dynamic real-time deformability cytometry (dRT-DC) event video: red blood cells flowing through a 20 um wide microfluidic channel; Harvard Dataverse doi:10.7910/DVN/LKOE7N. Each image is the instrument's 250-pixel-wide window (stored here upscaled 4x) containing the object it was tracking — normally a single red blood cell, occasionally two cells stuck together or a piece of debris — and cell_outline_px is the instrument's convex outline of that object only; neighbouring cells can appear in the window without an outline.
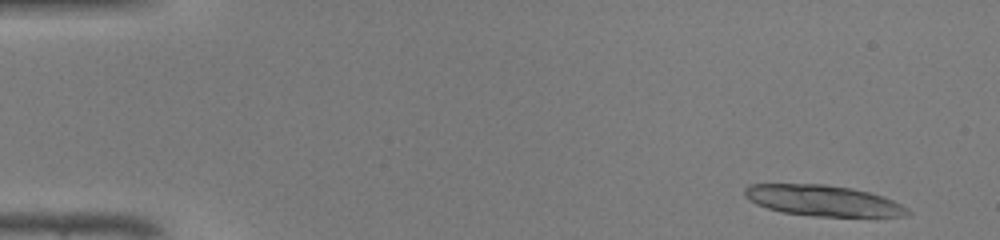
{"species": "common noctule bat (a hibernating species)", "species_latin": "Nyctalus noctula", "temperature_condition": "warm", "stored_images_in_passage": 47, "segment_of_instrument_passage": [1, 2], "camera_frame_rate_fps": 3000, "um_per_image_px": 0.085, "animal": {"sex": "male", "body_mass_g": 19.0, "forearm_length_mm": 50.8}, "frame": {"image": 1, "passage_image": 3, "time_ms": 0.667, "image_size_px": [1000, 240], "cell_outline_px": [[912, 212], [908, 216], [812, 216], [784, 212], [768, 208], [756, 204], [744, 196], [744, 188], [748, 184], [824, 184], [852, 188], [884, 196], [908, 208]], "centroid_in_image_um": [69.96, 17.04], "position_along_channel_um": 15.0, "area_um2": 29.25}}